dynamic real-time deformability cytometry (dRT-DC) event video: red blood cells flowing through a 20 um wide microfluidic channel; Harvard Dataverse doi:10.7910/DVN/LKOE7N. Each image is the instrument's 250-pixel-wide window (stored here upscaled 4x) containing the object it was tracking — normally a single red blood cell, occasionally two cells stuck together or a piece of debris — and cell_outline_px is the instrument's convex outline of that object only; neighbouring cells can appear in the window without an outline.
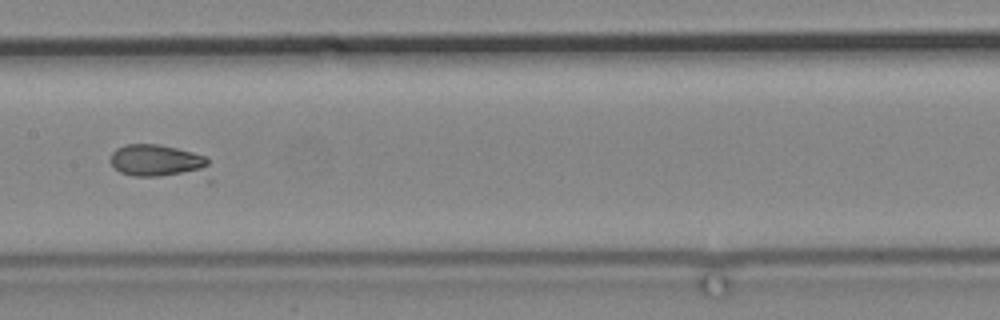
{"species": "common noctule bat (a hibernating species)", "species_latin": "Nyctalus noctula", "temperature_condition": "cold", "stored_images_in_passage": 15, "camera_frame_rate_fps": 3000, "um_per_image_px": 0.085, "animal": {"sex": "male", "body_mass_g": 19.2, "forearm_length_mm": 51.8}, "frame": {"image": 1, "passage_image": 13, "time_ms": 15.0, "image_size_px": [1000, 320], "cell_outline_px": [[208, 164], [204, 172], [160, 176], [132, 176], [120, 172], [108, 160], [112, 152], [116, 148], [128, 144], [160, 144], [192, 152], [204, 156], [208, 160]], "centroid_in_image_um": [13.29, 13.65], "position_along_channel_um": 194.1, "area_um2": 18.32}}
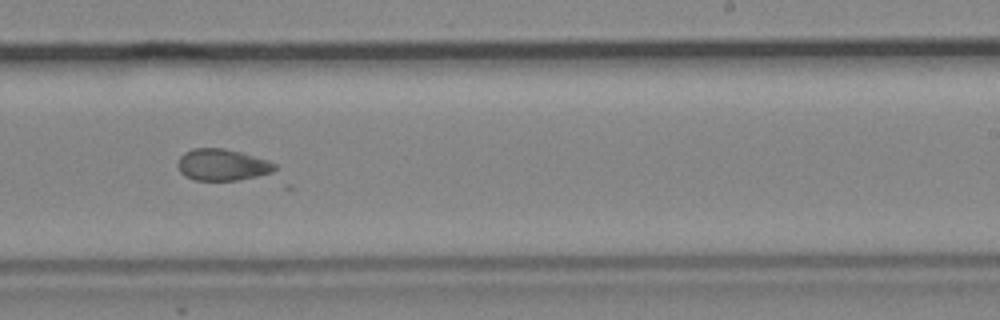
{"frame": {"image": 2, "passage_image": 15, "time_ms": 17.333, "image_size_px": [1000, 320], "cell_outline_px": [[276, 176], [236, 180], [196, 180], [184, 176], [180, 172], [176, 164], [176, 160], [184, 152], [192, 148], [224, 148], [240, 152], [268, 160], [276, 164]], "centroid_in_image_um": [18.97, 14.03], "position_along_channel_um": 270.0, "area_um2": 18.61}}